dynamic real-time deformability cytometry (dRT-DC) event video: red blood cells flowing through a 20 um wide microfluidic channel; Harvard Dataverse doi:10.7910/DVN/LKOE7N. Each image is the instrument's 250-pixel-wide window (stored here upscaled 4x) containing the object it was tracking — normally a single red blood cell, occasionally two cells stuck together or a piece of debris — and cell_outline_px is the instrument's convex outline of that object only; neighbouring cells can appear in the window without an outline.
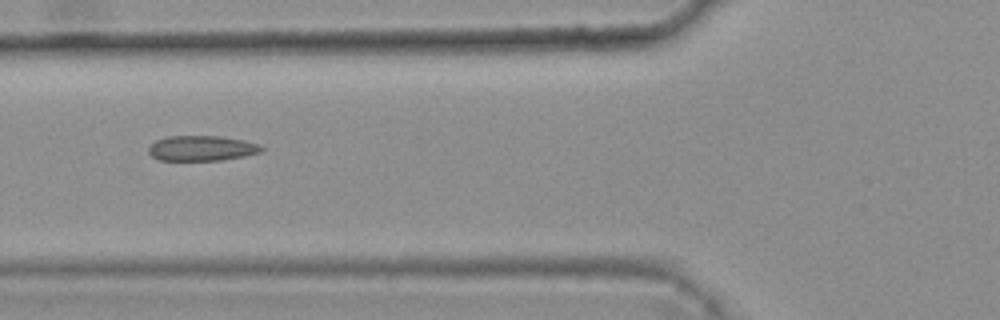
{"species": "common noctule bat (a hibernating species)", "species_latin": "Nyctalus noctula", "temperature_condition": "warm", "stored_images_in_passage": 7, "camera_frame_rate_fps": 3000, "um_per_image_px": 0.085, "animal": {"sex": "female", "body_mass_g": 25.1}, "frame": {"image": 1, "passage_image": 5, "time_ms": 1.333, "image_size_px": [1000, 320], "cell_outline_px": [[264, 148], [260, 152], [244, 156], [220, 160], [160, 160], [152, 156], [148, 152], [148, 148], [156, 140], [168, 136], [220, 136], [244, 140], [260, 144]], "centroid_in_image_um": [17.15, 12.59], "position_along_channel_um": 108.6, "area_um2": 16.53}}
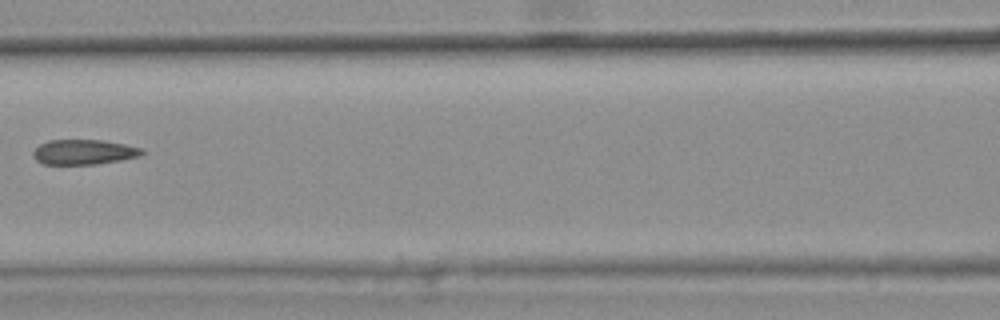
{"frame": {"image": 2, "passage_image": 6, "time_ms": 1.667, "image_size_px": [1000, 320], "cell_outline_px": [[144, 152], [140, 156], [120, 160], [96, 164], [44, 164], [36, 160], [32, 156], [32, 152], [40, 144], [48, 140], [104, 140], [144, 148]], "centroid_in_image_um": [7.13, 12.92], "position_along_channel_um": 159.5, "area_um2": 15.9}}